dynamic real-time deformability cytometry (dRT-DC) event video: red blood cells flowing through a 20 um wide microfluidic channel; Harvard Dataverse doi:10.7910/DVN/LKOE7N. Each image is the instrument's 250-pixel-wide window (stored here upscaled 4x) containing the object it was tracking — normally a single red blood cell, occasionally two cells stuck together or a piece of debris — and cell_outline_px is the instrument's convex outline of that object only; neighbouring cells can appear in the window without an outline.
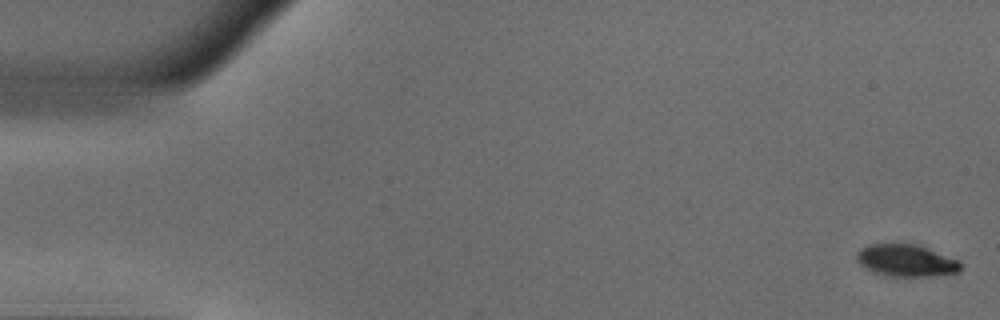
{"species": "common noctule bat (a hibernating species)", "species_latin": "Nyctalus noctula", "temperature_condition": "warm", "stored_images_in_passage": 52, "camera_frame_rate_fps": 3000, "um_per_image_px": 0.085, "animal": {"sex": "male", "body_mass_g": 18.8}, "frame": {"image": 1, "passage_image": 1, "time_ms": 0.0, "image_size_px": [1000, 320], "cell_outline_px": [[960, 272], [928, 276], [888, 276], [872, 272], [864, 268], [856, 260], [856, 252], [860, 248], [868, 244], [920, 244], [960, 260]], "centroid_in_image_um": [77.01, 22.13], "position_along_channel_um": 8.0, "area_um2": 19.71}}
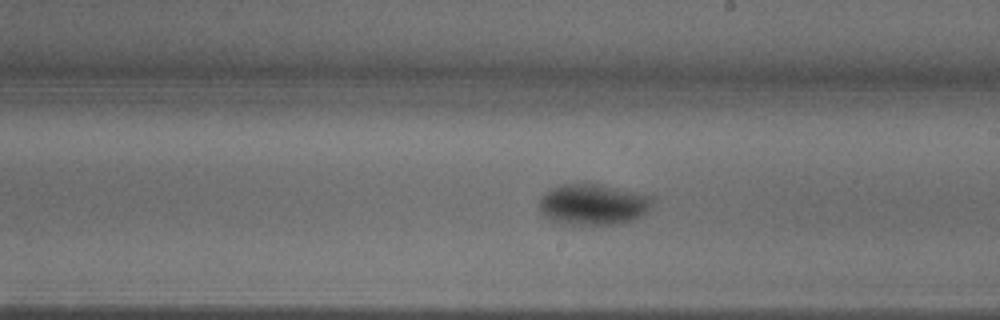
{"frame": {"image": 2, "passage_image": 29, "time_ms": 9.333, "image_size_px": [1000, 320], "cell_outline_px": [[652, 204], [644, 216], [636, 220], [616, 224], [576, 224], [552, 220], [544, 216], [540, 212], [540, 196], [544, 192], [552, 188], [564, 184], [596, 184], [652, 196]], "centroid_in_image_um": [50.42, 17.39], "position_along_channel_um": 238.6, "area_um2": 26.7}}
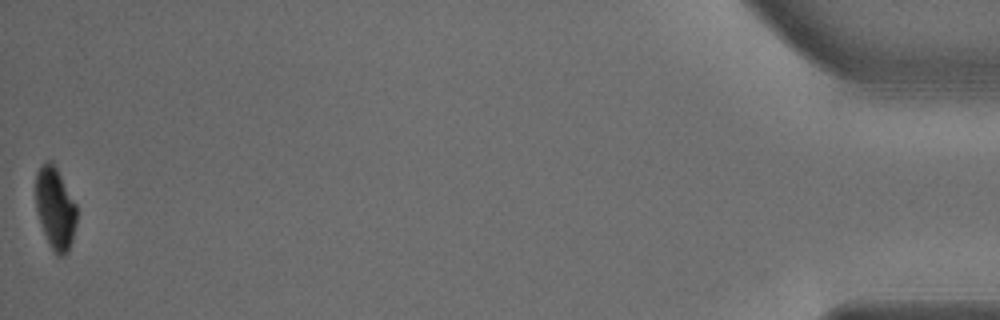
{"frame": {"image": 3, "passage_image": 51, "time_ms": 16.667, "image_size_px": [1000, 320], "cell_outline_px": [[76, 224], [72, 240], [68, 252], [64, 256], [56, 256], [44, 232], [36, 212], [36, 172], [48, 160], [52, 160], [76, 204]], "centroid_in_image_um": [4.7, 17.72], "position_along_channel_um": 430.5, "area_um2": 19.36}}